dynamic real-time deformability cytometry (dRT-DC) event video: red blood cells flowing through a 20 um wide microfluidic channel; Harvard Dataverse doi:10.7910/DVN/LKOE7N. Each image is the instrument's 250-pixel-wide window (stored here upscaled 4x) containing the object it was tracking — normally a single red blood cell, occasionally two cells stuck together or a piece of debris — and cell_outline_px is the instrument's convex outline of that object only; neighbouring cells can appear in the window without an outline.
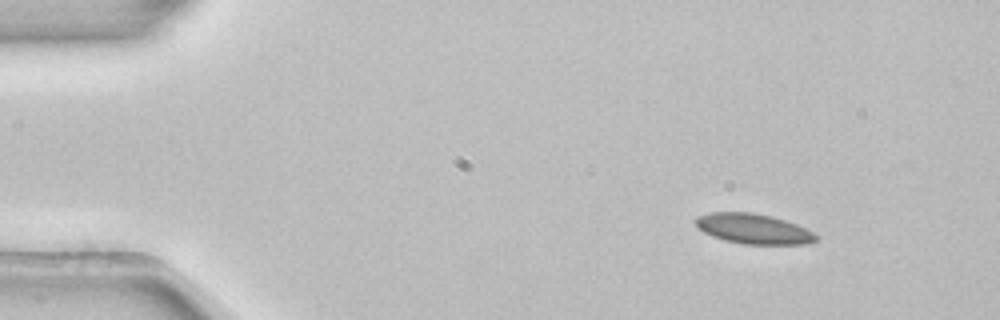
{"species": "common noctule bat (a hibernating species)", "species_latin": "Nyctalus noctula", "temperature_condition": "room temperature", "stored_images_in_passage": 3, "camera_frame_rate_fps": 3000, "um_per_image_px": 0.085, "animal": {"sex": "female", "body_mass_g": 22.7, "forearm_length_mm": 54.2}, "frame": {"image": 1, "passage_image": 1, "time_ms": 0.0, "image_size_px": [1000, 320], "cell_outline_px": [[820, 236], [816, 240], [804, 244], [744, 244], [724, 240], [712, 236], [704, 232], [692, 220], [696, 216], [708, 212], [752, 212], [772, 216], [796, 224]], "centroid_in_image_um": [64.0, 19.43], "position_along_channel_um": 21.0, "area_um2": 21.15}}